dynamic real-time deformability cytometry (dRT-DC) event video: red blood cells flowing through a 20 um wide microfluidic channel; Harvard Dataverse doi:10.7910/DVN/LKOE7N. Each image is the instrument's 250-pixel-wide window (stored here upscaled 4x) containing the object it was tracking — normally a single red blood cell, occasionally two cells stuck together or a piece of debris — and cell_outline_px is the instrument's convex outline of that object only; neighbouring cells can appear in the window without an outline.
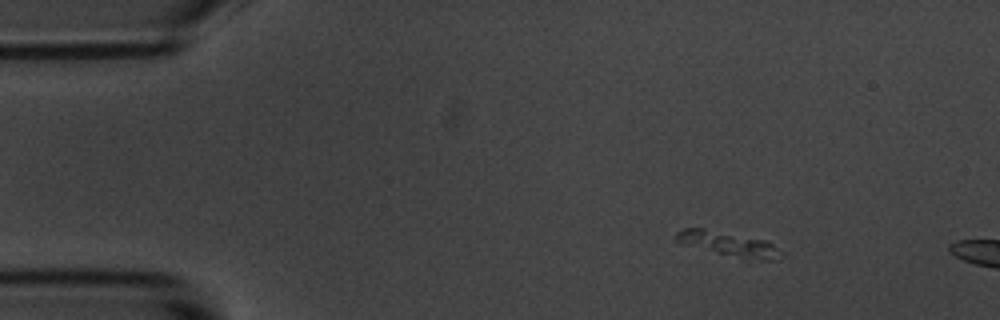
{"species": "common noctule bat (a hibernating species)", "species_latin": "Nyctalus noctula", "temperature_condition": "room temperature", "stored_images_in_passage": 7, "camera_frame_rate_fps": 3000, "um_per_image_px": 0.085, "animal": {"sex": "male", "body_mass_g": 20.1, "forearm_length_mm": 53.5}, "frame": {"image": 1, "passage_image": 1, "time_ms": 0.0, "image_size_px": [1000, 320], "cell_outline_px": [[784, 256], [772, 260], [744, 260], [680, 244], [676, 240], [676, 232], [684, 228], [704, 228], [764, 240], [772, 244], [784, 252]], "centroid_in_image_um": [61.93, 20.77], "position_along_channel_um": 23.1, "area_um2": 15.32}}